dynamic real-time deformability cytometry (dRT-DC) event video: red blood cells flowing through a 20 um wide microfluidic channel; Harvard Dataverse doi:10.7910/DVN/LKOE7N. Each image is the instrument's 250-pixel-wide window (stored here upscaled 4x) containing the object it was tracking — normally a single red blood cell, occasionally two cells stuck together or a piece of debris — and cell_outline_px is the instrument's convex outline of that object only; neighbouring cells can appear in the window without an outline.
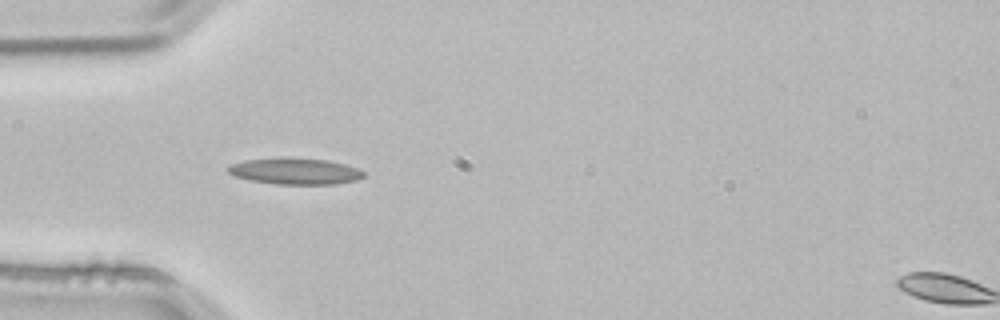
{"species": "common noctule bat (a hibernating species)", "species_latin": "Nyctalus noctula", "temperature_condition": "room temperature", "stored_images_in_passage": 4, "camera_frame_rate_fps": 3000, "um_per_image_px": 0.085, "animal": {"sex": "male", "body_mass_g": 21.5, "forearm_length_mm": 52.0}, "frame": {"image": 1, "passage_image": 4, "time_ms": 1.0, "image_size_px": [1000, 320], "cell_outline_px": [[364, 176], [356, 180], [336, 184], [276, 184], [252, 180], [236, 176], [228, 172], [228, 168], [232, 164], [248, 160], [280, 156], [284, 156], [328, 160], [344, 164], [356, 168], [364, 172]], "centroid_in_image_um": [25.1, 14.53], "position_along_channel_um": 59.9, "area_um2": 20.81}}